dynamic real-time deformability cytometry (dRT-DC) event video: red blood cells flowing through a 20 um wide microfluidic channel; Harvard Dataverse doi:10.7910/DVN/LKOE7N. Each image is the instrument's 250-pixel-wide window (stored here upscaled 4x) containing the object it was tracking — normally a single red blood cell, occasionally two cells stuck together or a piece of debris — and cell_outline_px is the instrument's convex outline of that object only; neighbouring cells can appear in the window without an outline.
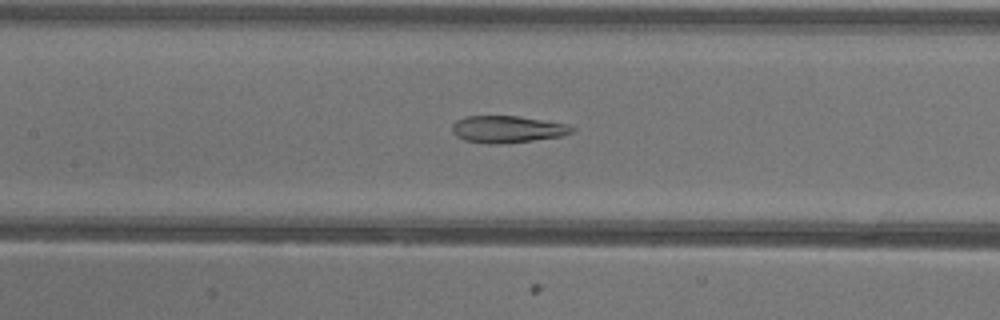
{"species": "common noctule bat (a hibernating species)", "species_latin": "Nyctalus noctula", "temperature_condition": "warm", "stored_images_in_passage": 51, "camera_frame_rate_fps": 3000, "um_per_image_px": 0.085, "animal": {"sex": "female"}, "frame": {"image": 1, "passage_image": 23, "time_ms": 7.333, "image_size_px": [1000, 320], "cell_outline_px": [[576, 128], [572, 132], [560, 136], [532, 140], [492, 144], [488, 144], [464, 140], [456, 136], [452, 132], [452, 124], [456, 120], [464, 116], [520, 116], [568, 124]], "centroid_in_image_um": [43.09, 10.97], "position_along_channel_um": 164.3, "area_um2": 18.79}}
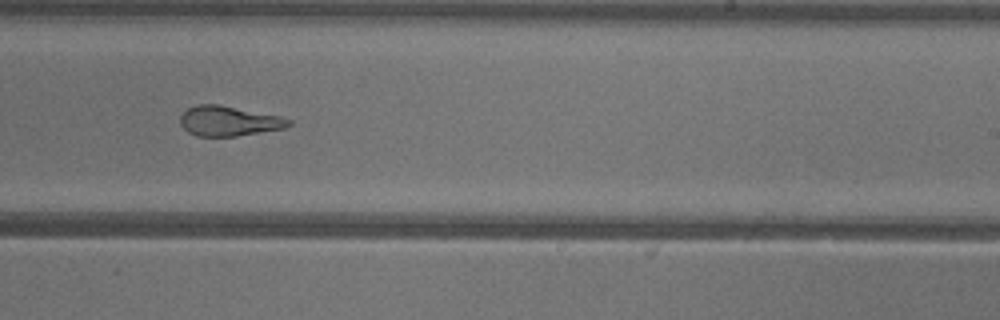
{"frame": {"image": 2, "passage_image": 31, "time_ms": 10.0, "image_size_px": [1000, 320], "cell_outline_px": [[292, 124], [284, 128], [236, 136], [196, 136], [188, 132], [180, 124], [180, 116], [188, 108], [196, 104], [220, 104], [280, 116], [292, 120]], "centroid_in_image_um": [19.44, 10.28], "position_along_channel_um": 269.6, "area_um2": 18.96}}
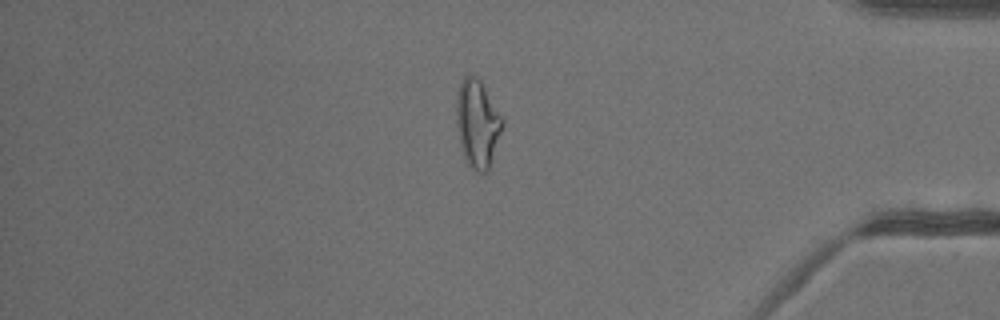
{"frame": {"image": 3, "passage_image": 43, "time_ms": 14.0, "image_size_px": [1000, 320], "cell_outline_px": [[504, 124], [488, 172], [480, 172], [472, 168], [468, 164], [460, 148], [456, 124], [456, 96], [460, 80], [464, 76], [476, 76], [480, 80], [504, 116]], "centroid_in_image_um": [40.59, 10.48], "position_along_channel_um": 394.6, "area_um2": 23.99}, "authors_computed_cell_mechanics": {"area_um2": 22.6576, "velocity_mm_per_s": 3.9666, "shape_relaxation_time_tau1_ms": null, "shape_relaxation_time_tau2_ms": 2.1294, "deformation_change_tau1": null, "deformation_change_tau2": 0.1214}}